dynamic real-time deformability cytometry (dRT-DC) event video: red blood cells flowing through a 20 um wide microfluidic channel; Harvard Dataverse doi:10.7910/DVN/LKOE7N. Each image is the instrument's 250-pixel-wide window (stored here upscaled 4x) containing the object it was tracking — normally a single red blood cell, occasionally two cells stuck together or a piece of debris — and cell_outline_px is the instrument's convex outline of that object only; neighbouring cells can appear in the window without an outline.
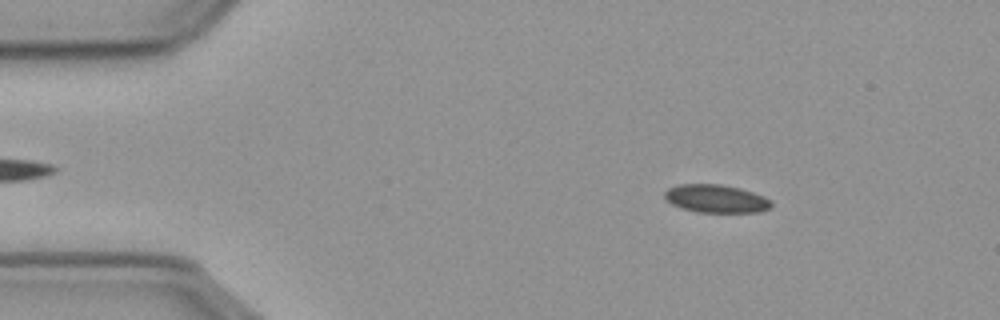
{"species": "common noctule bat (a hibernating species)", "species_latin": "Nyctalus noctula", "temperature_condition": "cold", "stored_images_in_passage": 56, "camera_frame_rate_fps": 3000, "um_per_image_px": 0.085, "animal": {"sex": "male", "body_mass_g": 23.1, "forearm_length_mm": 52.7}, "frame": {"image": 1, "passage_image": 8, "time_ms": 2.333, "image_size_px": [1000, 320], "cell_outline_px": [[772, 208], [756, 212], [696, 212], [680, 208], [664, 200], [664, 192], [668, 188], [680, 184], [720, 184], [740, 188], [764, 196], [772, 200]], "centroid_in_image_um": [60.85, 16.89], "position_along_channel_um": 24.2, "area_um2": 17.63}}
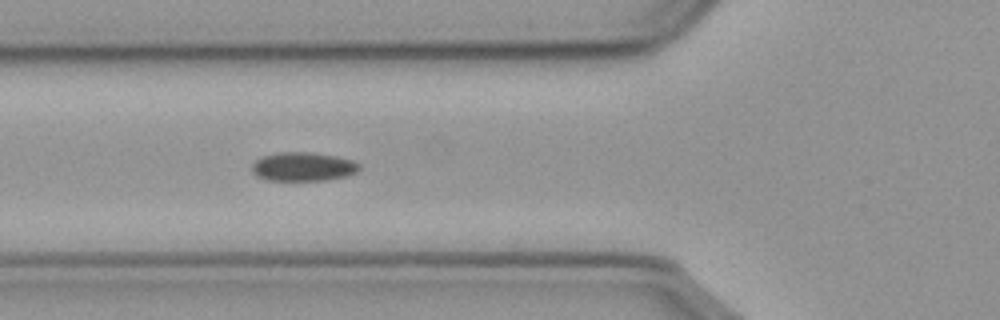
{"frame": {"image": 2, "passage_image": 20, "time_ms": 6.333, "image_size_px": [1000, 320], "cell_outline_px": [[360, 168], [356, 172], [348, 176], [324, 180], [268, 180], [256, 176], [252, 172], [252, 164], [260, 156], [280, 152], [308, 152], [336, 156], [352, 160], [360, 164]], "centroid_in_image_um": [25.75, 14.16], "position_along_channel_um": 100.1, "area_um2": 18.09}}
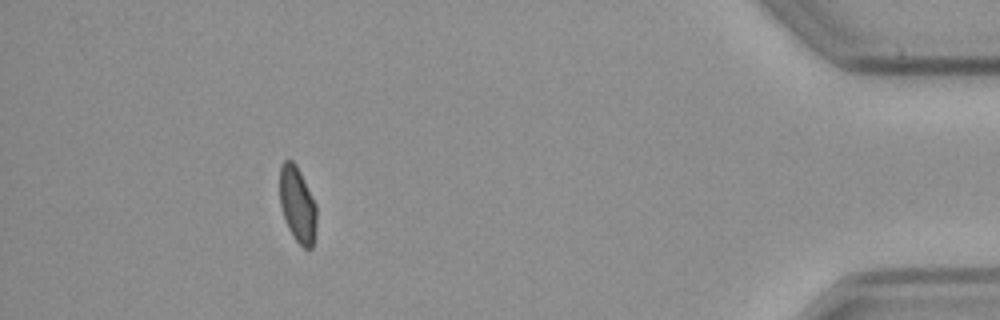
{"frame": {"image": 3, "passage_image": 51, "time_ms": 16.667, "image_size_px": [1000, 320], "cell_outline_px": [[316, 228], [312, 248], [308, 252], [292, 236], [284, 220], [280, 204], [280, 168], [284, 160], [292, 160], [296, 164], [316, 204]], "centroid_in_image_um": [25.28, 17.43], "position_along_channel_um": 409.9, "area_um2": 16.36}}